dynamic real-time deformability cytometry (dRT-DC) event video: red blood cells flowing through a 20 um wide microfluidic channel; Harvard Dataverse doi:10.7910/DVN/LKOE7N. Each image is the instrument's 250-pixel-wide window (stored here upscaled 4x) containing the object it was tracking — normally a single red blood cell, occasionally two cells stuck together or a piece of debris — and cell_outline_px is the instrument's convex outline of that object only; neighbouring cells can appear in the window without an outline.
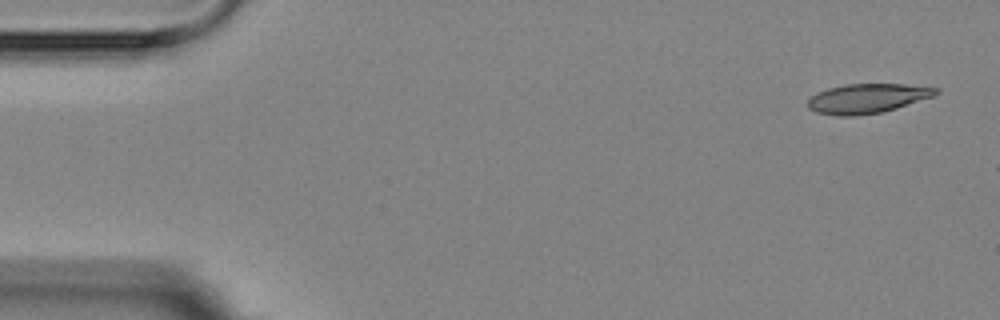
{"species": "Egyptian fruit bat (a non-hibernating species)", "species_latin": "Rousettus aegyptiacus", "temperature_condition": "room temperature", "stored_images_in_passage": 3, "camera_frame_rate_fps": 3000, "um_per_image_px": 0.085, "animal": {"sex": "female"}, "frame": {"image": 1, "passage_image": 1, "time_ms": 0.0, "image_size_px": [1000, 320], "cell_outline_px": [[940, 92], [932, 96], [896, 108], [880, 112], [856, 116], [836, 116], [816, 112], [808, 108], [808, 100], [812, 96], [828, 88], [844, 84], [904, 84], [940, 88]], "centroid_in_image_um": [73.71, 8.36], "position_along_channel_um": 11.3, "area_um2": 21.85}}